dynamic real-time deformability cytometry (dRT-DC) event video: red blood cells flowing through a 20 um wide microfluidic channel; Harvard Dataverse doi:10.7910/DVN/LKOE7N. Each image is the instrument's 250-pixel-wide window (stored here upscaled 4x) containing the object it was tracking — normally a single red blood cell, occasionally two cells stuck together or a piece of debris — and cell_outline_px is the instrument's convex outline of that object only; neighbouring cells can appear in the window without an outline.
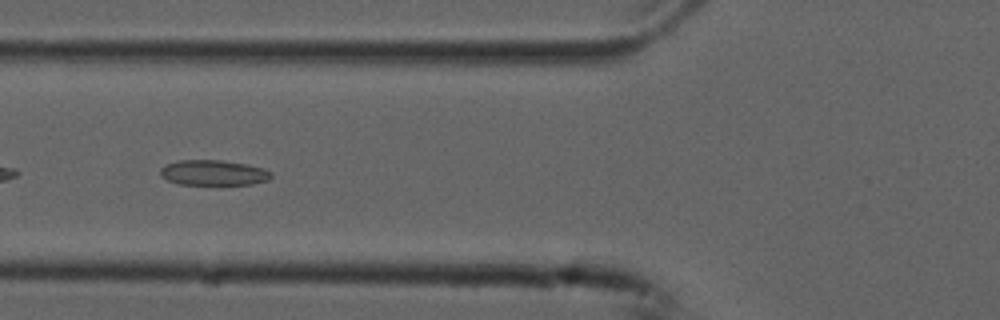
{"species": "common noctule bat (a hibernating species)", "species_latin": "Nyctalus noctula", "temperature_condition": "cold", "stored_images_in_passage": 54, "camera_frame_rate_fps": 3000, "um_per_image_px": 0.085, "animal": {"sex": "male", "forearm_length_mm": 52.5}, "frame": {"image": 1, "passage_image": 20, "time_ms": 6.333, "image_size_px": [1000, 320], "cell_outline_px": [[272, 176], [268, 180], [252, 184], [176, 184], [160, 176], [160, 168], [164, 164], [180, 160], [220, 160], [248, 164], [264, 168], [272, 172]], "centroid_in_image_um": [18.13, 14.67], "position_along_channel_um": 107.7, "area_um2": 16.47}}
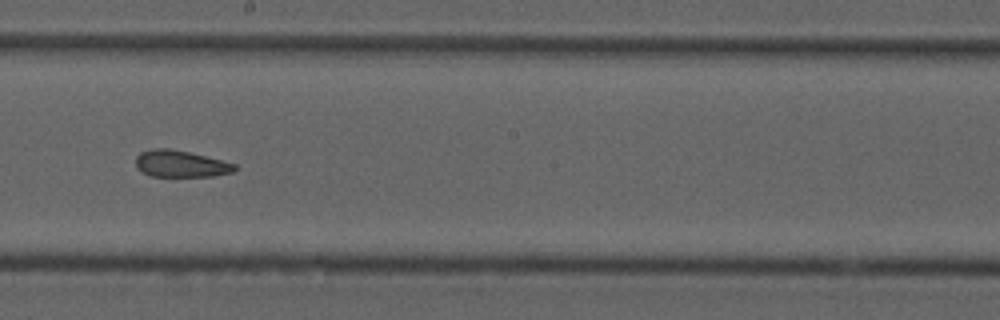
{"frame": {"image": 2, "passage_image": 30, "time_ms": 9.667, "image_size_px": [1000, 320], "cell_outline_px": [[236, 168], [232, 172], [212, 176], [152, 176], [136, 168], [136, 156], [140, 152], [152, 148], [168, 148], [188, 152], [236, 164]], "centroid_in_image_um": [15.31, 13.92], "position_along_channel_um": 232.9, "area_um2": 15.2}}
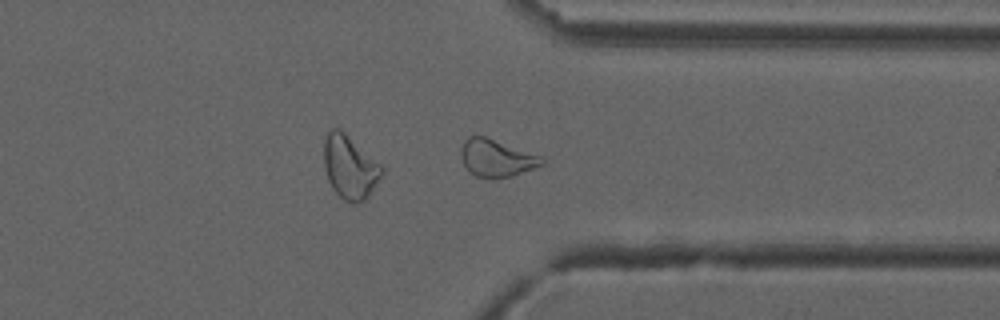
{"frame": {"image": 3, "passage_image": 41, "time_ms": 13.333, "image_size_px": [1000, 320], "cell_outline_px": [[544, 164], [512, 176], [492, 180], [476, 176], [464, 164], [460, 152], [464, 140], [468, 136], [484, 136], [544, 156]], "centroid_in_image_um": [42.23, 13.44], "position_along_channel_um": 369.2, "area_um2": 17.69}, "authors_computed_cell_mechanics": {"area_um2": 18.8139, "velocity_mm_per_s": 3.7525, "shape_relaxation_time_tau1_ms": null, "shape_relaxation_time_tau2_ms": 2.5796, "deformation_change_tau1": null, "deformation_change_tau2": 0.1034}}